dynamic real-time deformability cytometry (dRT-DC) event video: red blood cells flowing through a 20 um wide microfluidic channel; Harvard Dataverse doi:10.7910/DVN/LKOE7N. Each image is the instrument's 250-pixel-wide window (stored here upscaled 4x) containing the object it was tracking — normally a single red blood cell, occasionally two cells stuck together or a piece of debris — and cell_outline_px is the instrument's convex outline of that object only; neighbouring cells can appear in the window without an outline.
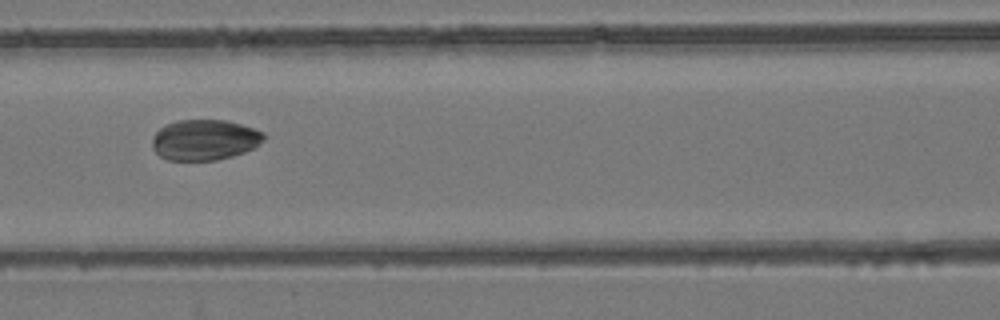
{"species": "common noctule bat (a hibernating species)", "species_latin": "Nyctalus noctula", "temperature_condition": "room temperature", "stored_images_in_passage": 8, "camera_frame_rate_fps": 3000, "um_per_image_px": 0.085, "animal": {"sex": "female", "body_mass_g": 24.6, "forearm_length_mm": 56.2}, "frame": {"image": 1, "passage_image": 8, "time_ms": 8.0, "image_size_px": [1000, 320], "cell_outline_px": [[268, 136], [264, 140], [252, 148], [244, 152], [232, 156], [216, 160], [168, 160], [160, 156], [152, 148], [152, 136], [164, 124], [176, 120], [224, 120], [240, 124], [264, 132]], "centroid_in_image_um": [17.37, 11.88], "position_along_channel_um": 149.2, "area_um2": 26.53}}